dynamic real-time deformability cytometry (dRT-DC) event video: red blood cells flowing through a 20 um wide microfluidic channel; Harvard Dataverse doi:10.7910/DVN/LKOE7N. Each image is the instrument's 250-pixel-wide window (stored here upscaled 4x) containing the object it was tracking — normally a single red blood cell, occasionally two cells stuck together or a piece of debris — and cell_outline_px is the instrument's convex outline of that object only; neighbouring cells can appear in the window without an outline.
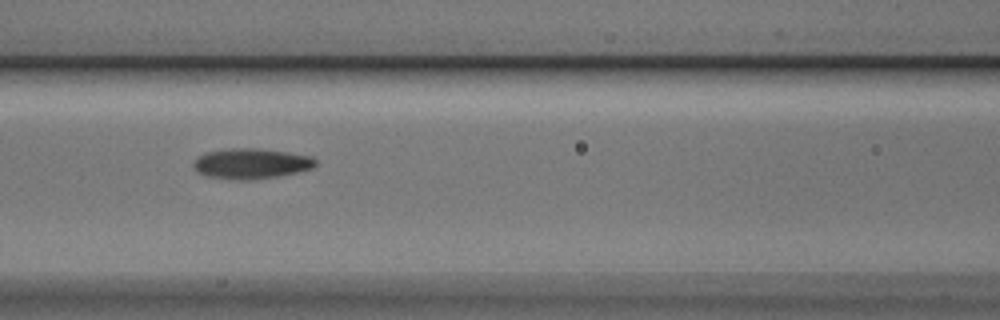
{"species": "Egyptian fruit bat (a non-hibernating species)", "species_latin": "Rousettus aegyptiacus", "temperature_condition": "cold", "stored_images_in_passage": 7, "camera_frame_rate_fps": 3000, "um_per_image_px": 0.085, "animal": {"sex": "male"}, "frame": {"image": 1, "passage_image": 3, "time_ms": 0.667, "image_size_px": [1000, 320], "cell_outline_px": [[316, 164], [312, 168], [296, 172], [276, 176], [248, 180], [240, 180], [204, 176], [196, 172], [192, 164], [204, 152], [224, 148], [260, 148], [288, 152], [312, 156], [316, 160]], "centroid_in_image_um": [21.31, 13.89], "position_along_channel_um": 145.3, "area_um2": 21.73}}
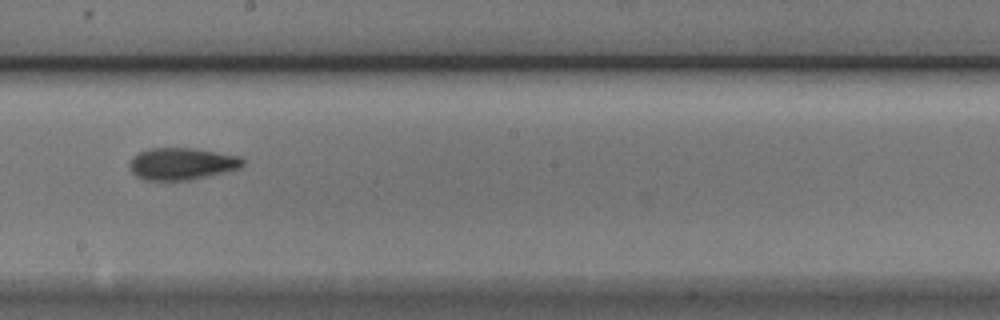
{"frame": {"image": 2, "passage_image": 5, "time_ms": 1.333, "image_size_px": [1000, 320], "cell_outline_px": [[244, 164], [240, 168], [228, 172], [188, 180], [148, 180], [136, 176], [132, 172], [128, 164], [132, 156], [148, 148], [192, 148], [240, 156], [244, 160]], "centroid_in_image_um": [15.46, 13.92], "position_along_channel_um": 232.7, "area_um2": 21.21}}
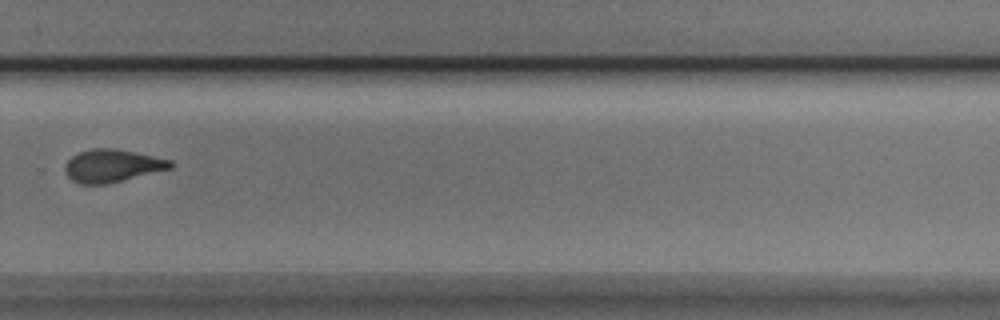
{"frame": {"image": 3, "passage_image": 7, "time_ms": 2.0, "image_size_px": [1000, 320], "cell_outline_px": [[172, 168], [104, 184], [80, 184], [72, 180], [68, 176], [64, 168], [64, 164], [72, 156], [80, 152], [92, 148], [112, 148], [172, 160]], "centroid_in_image_um": [9.49, 14.09], "position_along_channel_um": 320.3, "area_um2": 19.71}}